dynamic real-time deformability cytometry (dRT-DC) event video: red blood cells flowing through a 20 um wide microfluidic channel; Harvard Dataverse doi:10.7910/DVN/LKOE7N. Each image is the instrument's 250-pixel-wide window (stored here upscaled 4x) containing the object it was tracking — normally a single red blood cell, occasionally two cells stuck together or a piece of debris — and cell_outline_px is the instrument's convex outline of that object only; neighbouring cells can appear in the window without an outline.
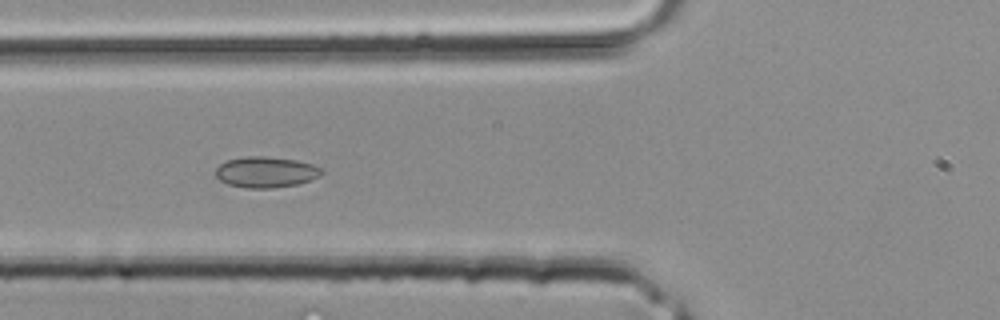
{"species": "common noctule bat (a hibernating species)", "species_latin": "Nyctalus noctula", "temperature_condition": "room temperature", "stored_images_in_passage": 3, "camera_frame_rate_fps": 3000, "um_per_image_px": 0.085, "animal": {"sex": "male", "body_mass_g": 20.4}, "frame": {"image": 1, "passage_image": 3, "time_ms": 0.667, "image_size_px": [1000, 320], "cell_outline_px": [[324, 172], [320, 176], [296, 184], [272, 188], [244, 188], [228, 184], [220, 180], [216, 176], [216, 168], [220, 164], [228, 160], [248, 156], [264, 156], [296, 160], [312, 164], [320, 168]], "centroid_in_image_um": [22.59, 14.63], "position_along_channel_um": 103.2, "area_um2": 18.9}}